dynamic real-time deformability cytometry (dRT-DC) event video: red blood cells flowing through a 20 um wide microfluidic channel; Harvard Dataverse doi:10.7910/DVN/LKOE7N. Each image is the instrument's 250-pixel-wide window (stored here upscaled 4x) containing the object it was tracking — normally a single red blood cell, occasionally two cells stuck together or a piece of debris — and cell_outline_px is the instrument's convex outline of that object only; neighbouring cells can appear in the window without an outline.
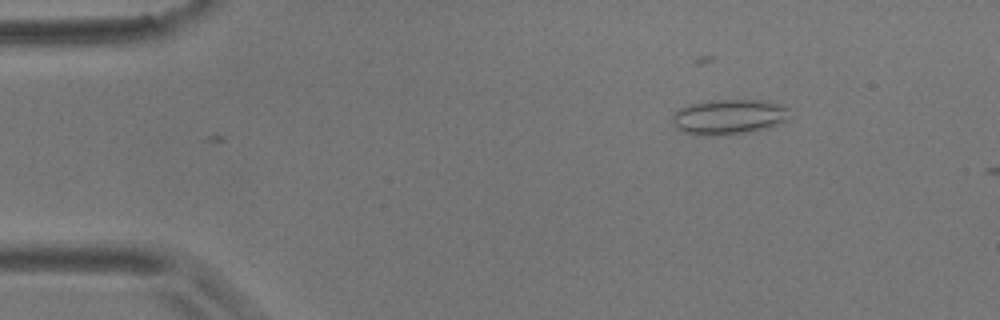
{"species": "common noctule bat (a hibernating species)", "species_latin": "Nyctalus noctula", "temperature_condition": "room temperature", "stored_images_in_passage": 2, "camera_frame_rate_fps": 3000, "um_per_image_px": 0.085, "animal": {"sex": "male", "body_mass_g": 17.9}, "frame": {"image": 1, "passage_image": 2, "time_ms": 0.333, "image_size_px": [1000, 320], "cell_outline_px": [[788, 108], [784, 120], [768, 128], [752, 132], [716, 136], [712, 136], [684, 132], [676, 128], [672, 120], [672, 116], [680, 108], [692, 104], [712, 100], [760, 100], [784, 104]], "centroid_in_image_um": [61.94, 9.94], "position_along_channel_um": 23.1, "area_um2": 23.81}}